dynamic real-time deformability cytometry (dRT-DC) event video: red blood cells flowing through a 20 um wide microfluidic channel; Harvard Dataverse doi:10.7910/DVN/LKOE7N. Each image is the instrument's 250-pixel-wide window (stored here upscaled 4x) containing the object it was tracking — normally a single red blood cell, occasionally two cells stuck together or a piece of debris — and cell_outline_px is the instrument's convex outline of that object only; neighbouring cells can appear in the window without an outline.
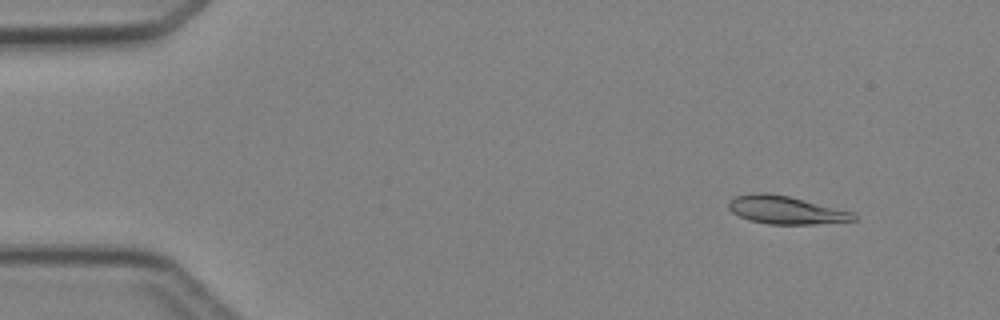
{"species": "Egyptian fruit bat (a non-hibernating species)", "species_latin": "Rousettus aegyptiacus", "temperature_condition": "cold", "stored_images_in_passage": 6, "camera_frame_rate_fps": 3000, "um_per_image_px": 0.085, "animal": {"sex": "female"}, "frame": {"image": 1, "passage_image": 2, "time_ms": 1.0, "image_size_px": [1000, 320], "cell_outline_px": [[856, 220], [812, 224], [768, 224], [748, 220], [732, 212], [728, 208], [728, 200], [736, 196], [760, 192], [764, 192], [788, 196], [852, 212], [856, 216]], "centroid_in_image_um": [66.73, 17.85], "position_along_channel_um": 18.3, "area_um2": 20.11}}
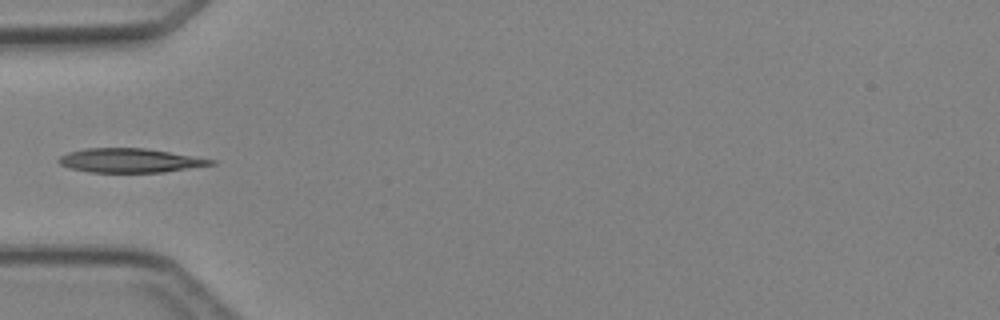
{"frame": {"image": 2, "passage_image": 5, "time_ms": 4.667, "image_size_px": [1000, 320], "cell_outline_px": [[216, 164], [164, 172], [88, 172], [72, 168], [60, 164], [56, 160], [60, 156], [68, 152], [88, 148], [144, 148], [216, 160]], "centroid_in_image_um": [11.04, 13.64], "position_along_channel_um": 74.0, "area_um2": 21.15}}
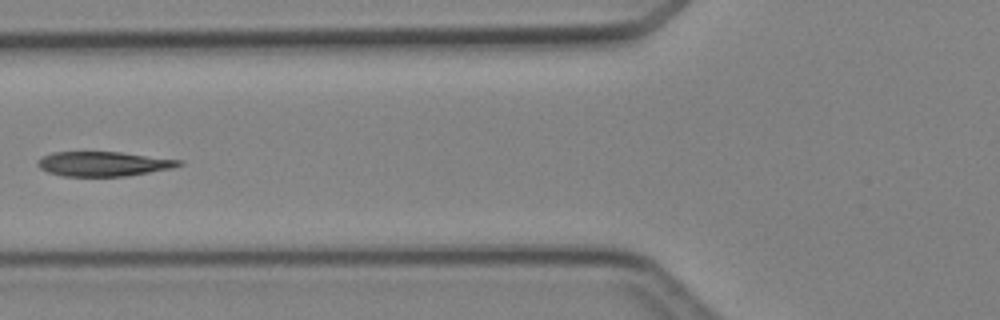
{"frame": {"image": 3, "passage_image": 6, "time_ms": 5.667, "image_size_px": [1000, 320], "cell_outline_px": [[184, 164], [172, 168], [124, 176], [64, 176], [48, 172], [40, 168], [36, 164], [40, 156], [52, 152], [120, 152], [184, 160]], "centroid_in_image_um": [8.78, 13.92], "position_along_channel_um": 117.0, "area_um2": 20.29}}